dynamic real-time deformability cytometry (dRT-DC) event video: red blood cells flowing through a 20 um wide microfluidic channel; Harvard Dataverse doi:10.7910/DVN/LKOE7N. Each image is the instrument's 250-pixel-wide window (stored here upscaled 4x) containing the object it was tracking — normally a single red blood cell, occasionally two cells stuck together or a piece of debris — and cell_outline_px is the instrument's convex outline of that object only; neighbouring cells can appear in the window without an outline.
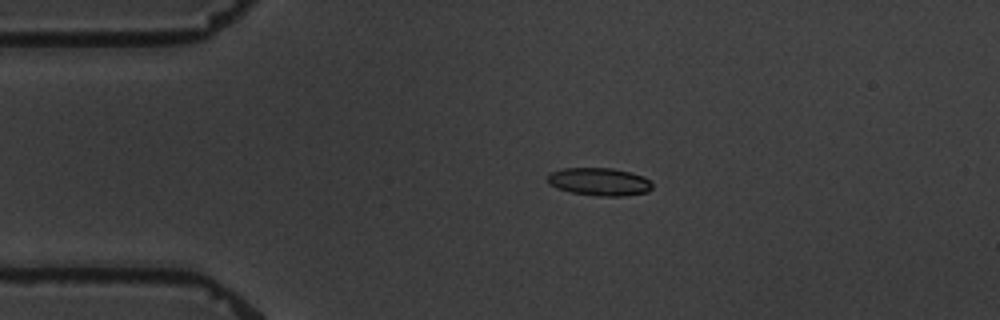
{"species": "common noctule bat (a hibernating species)", "species_latin": "Nyctalus noctula", "temperature_condition": "warm", "stored_images_in_passage": 7, "camera_frame_rate_fps": 3000, "um_per_image_px": 0.085, "animal": {"sex": "male", "body_mass_g": 19.5, "forearm_length_mm": 54.6}, "frame": {"image": 1, "passage_image": 4, "time_ms": 3.667, "image_size_px": [1000, 320], "cell_outline_px": [[652, 188], [648, 192], [624, 196], [596, 196], [572, 192], [556, 188], [548, 184], [548, 176], [552, 172], [564, 168], [612, 168], [644, 176], [652, 184]], "centroid_in_image_um": [50.95, 15.45], "position_along_channel_um": 34.1, "area_um2": 16.94}}
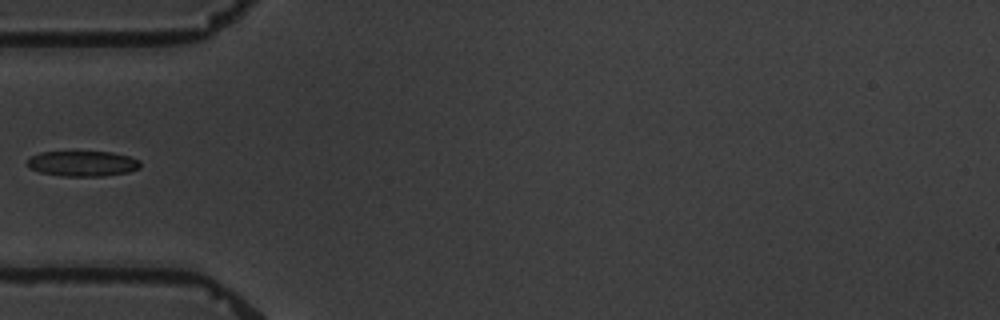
{"frame": {"image": 2, "passage_image": 6, "time_ms": 6.0, "image_size_px": [1000, 320], "cell_outline_px": [[140, 168], [128, 172], [100, 176], [60, 176], [40, 172], [32, 168], [28, 164], [28, 160], [32, 156], [40, 152], [112, 152], [128, 156], [140, 160]], "centroid_in_image_um": [7.05, 13.9], "position_along_channel_um": 77.9, "area_um2": 16.53}}
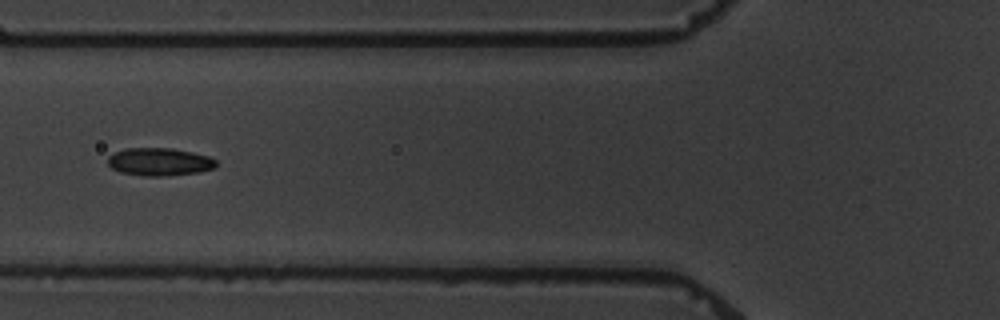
{"frame": {"image": 3, "passage_image": 7, "time_ms": 7.0, "image_size_px": [1000, 320], "cell_outline_px": [[216, 168], [200, 172], [164, 176], [144, 176], [120, 172], [112, 168], [108, 164], [108, 156], [124, 148], [172, 148], [192, 152], [208, 156], [216, 160]], "centroid_in_image_um": [13.56, 13.75], "position_along_channel_um": 112.2, "area_um2": 17.63}}